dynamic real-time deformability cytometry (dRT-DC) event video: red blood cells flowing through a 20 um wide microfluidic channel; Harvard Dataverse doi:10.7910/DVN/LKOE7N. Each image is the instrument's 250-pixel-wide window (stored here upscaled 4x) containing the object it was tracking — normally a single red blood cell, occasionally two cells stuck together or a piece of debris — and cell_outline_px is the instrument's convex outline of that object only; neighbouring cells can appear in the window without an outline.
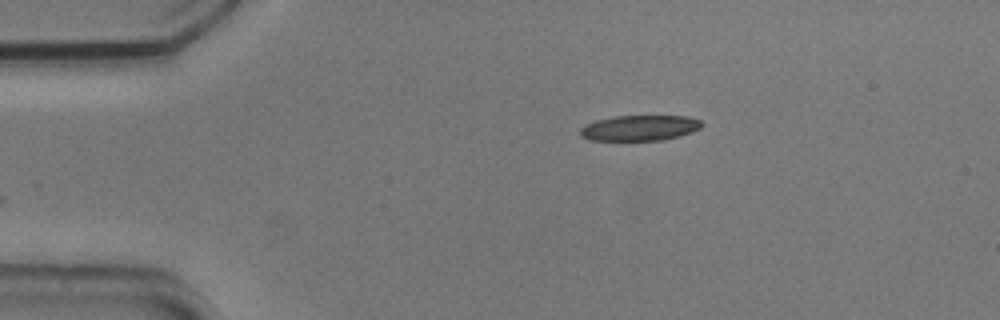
{"species": "common noctule bat (a hibernating species)", "species_latin": "Nyctalus noctula", "temperature_condition": "cold", "stored_images_in_passage": 38, "camera_frame_rate_fps": 3000, "um_per_image_px": 0.085, "animal": {"sex": "male", "body_mass_g": 20.5, "forearm_length_mm": 52.5}, "frame": {"image": 1, "passage_image": 1, "time_ms": 0.0, "image_size_px": [1000, 320], "cell_outline_px": [[704, 124], [700, 128], [692, 132], [680, 136], [664, 140], [588, 140], [580, 136], [580, 128], [596, 120], [612, 116], [688, 116], [700, 120]], "centroid_in_image_um": [54.39, 10.87], "position_along_channel_um": 30.6, "area_um2": 18.15}}
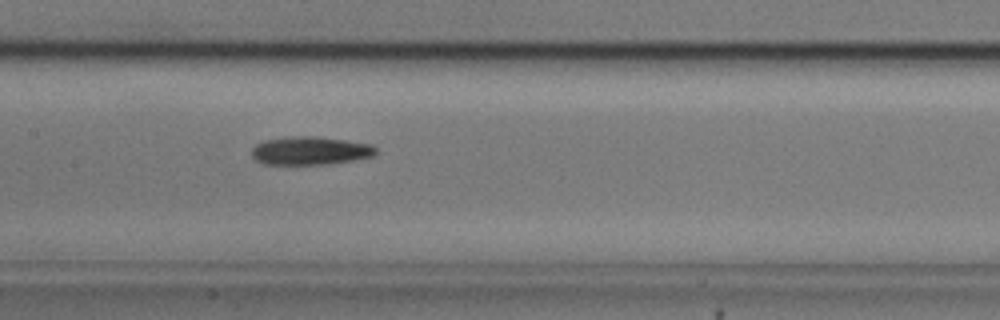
{"frame": {"image": 2, "passage_image": 17, "time_ms": 5.333, "image_size_px": [1000, 320], "cell_outline_px": [[376, 152], [372, 156], [352, 160], [328, 164], [264, 164], [256, 160], [252, 156], [252, 148], [256, 144], [264, 140], [292, 136], [316, 136], [372, 144], [376, 148]], "centroid_in_image_um": [26.35, 12.8], "position_along_channel_um": 181.1, "area_um2": 20.35}}
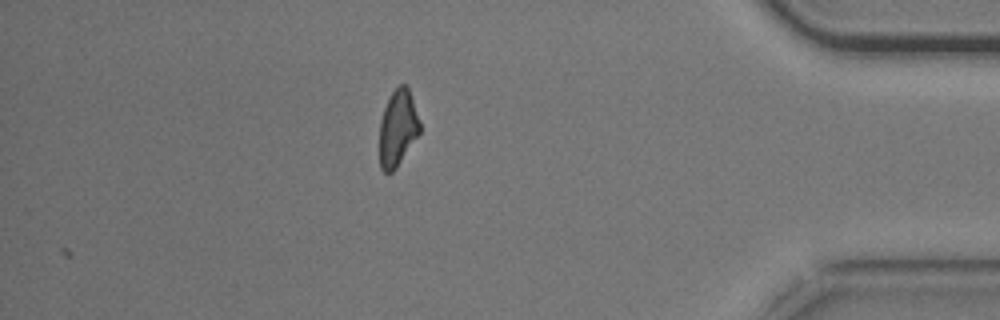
{"frame": {"image": 3, "passage_image": 38, "time_ms": 12.333, "image_size_px": [1000, 320], "cell_outline_px": [[420, 132], [396, 168], [392, 172], [384, 172], [380, 168], [380, 120], [384, 108], [392, 92], [400, 84], [404, 84], [408, 88], [412, 96], [420, 120]], "centroid_in_image_um": [33.81, 10.88], "position_along_channel_um": 401.4, "area_um2": 17.8}, "authors_computed_cell_mechanics": {"area_um2": 19.9988, "velocity_mm_per_s": 3.7134, "shape_relaxation_time_tau1_ms": 9.3457, "shape_relaxation_time_tau2_ms": null, "deformation_change_tau1": 0.2217, "deformation_change_tau2": null}}